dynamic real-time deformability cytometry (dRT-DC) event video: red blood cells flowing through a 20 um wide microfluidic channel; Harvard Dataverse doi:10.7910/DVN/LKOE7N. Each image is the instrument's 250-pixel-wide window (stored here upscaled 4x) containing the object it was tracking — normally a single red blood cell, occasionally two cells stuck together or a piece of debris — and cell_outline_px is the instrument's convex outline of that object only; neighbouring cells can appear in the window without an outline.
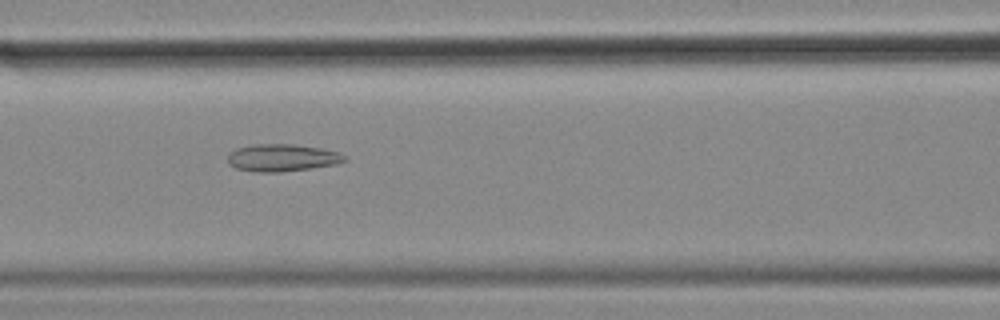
{"species": "common noctule bat (a hibernating species)", "species_latin": "Nyctalus noctula", "temperature_condition": "cold", "stored_images_in_passage": 45, "camera_frame_rate_fps": 3000, "um_per_image_px": 0.085, "animal": {"sex": "female", "body_mass_g": 18.4}, "frame": {"image": 1, "passage_image": 13, "time_ms": 4.0, "image_size_px": [1000, 320], "cell_outline_px": [[348, 160], [336, 164], [312, 168], [280, 172], [256, 172], [236, 168], [228, 164], [228, 156], [236, 148], [256, 144], [292, 144], [320, 148], [336, 152], [344, 156]], "centroid_in_image_um": [23.97, 13.41], "position_along_channel_um": 142.6, "area_um2": 18.44}}
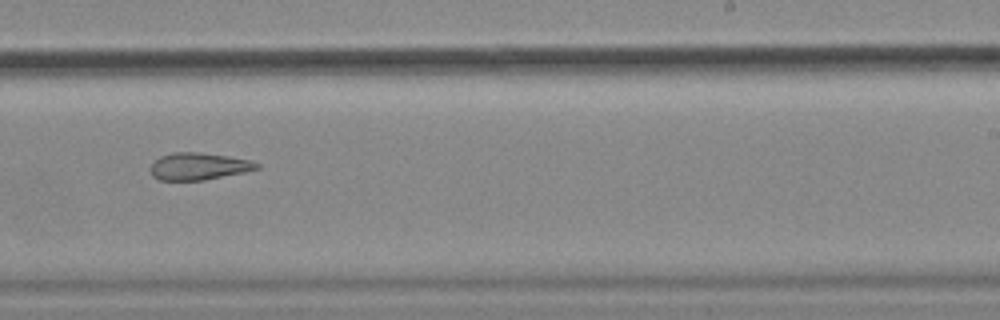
{"frame": {"image": 2, "passage_image": 24, "time_ms": 7.667, "image_size_px": [1000, 320], "cell_outline_px": [[260, 168], [244, 172], [204, 180], [160, 180], [152, 176], [152, 164], [160, 156], [176, 152], [196, 152], [228, 156], [252, 160], [260, 164]], "centroid_in_image_um": [16.92, 14.13], "position_along_channel_um": 272.1, "area_um2": 16.65}}
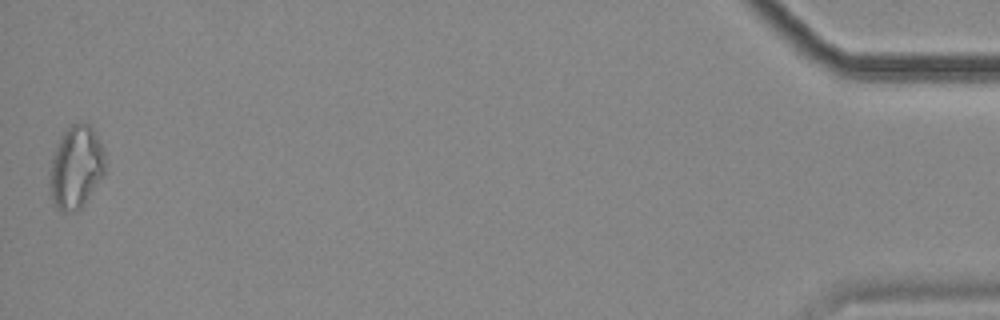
{"frame": {"image": 3, "passage_image": 45, "time_ms": 14.667, "image_size_px": [1000, 320], "cell_outline_px": [[104, 172], [84, 204], [76, 212], [60, 212], [52, 204], [48, 184], [48, 172], [52, 156], [60, 136], [72, 124], [88, 124], [92, 128], [104, 148]], "centroid_in_image_um": [6.4, 14.26], "position_along_channel_um": 428.8, "area_um2": 26.93}, "authors_computed_cell_mechanics": {"area_um2": 18.4382, "velocity_mm_per_s": 3.5401, "shape_relaxation_time_tau1_ms": null, "shape_relaxation_time_tau2_ms": 7.1051, "deformation_change_tau1": null, "deformation_change_tau2": 0.1726}}